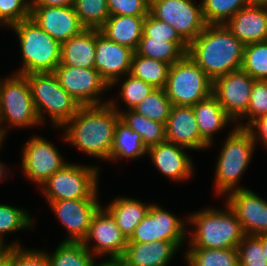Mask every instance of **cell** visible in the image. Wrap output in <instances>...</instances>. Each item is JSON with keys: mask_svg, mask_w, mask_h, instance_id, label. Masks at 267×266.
Returning a JSON list of instances; mask_svg holds the SVG:
<instances>
[{"mask_svg": "<svg viewBox=\"0 0 267 266\" xmlns=\"http://www.w3.org/2000/svg\"><path fill=\"white\" fill-rule=\"evenodd\" d=\"M119 120L120 114L110 103L81 106L62 127L66 129L62 139L89 156L110 160Z\"/></svg>", "mask_w": 267, "mask_h": 266, "instance_id": "obj_1", "label": "cell"}, {"mask_svg": "<svg viewBox=\"0 0 267 266\" xmlns=\"http://www.w3.org/2000/svg\"><path fill=\"white\" fill-rule=\"evenodd\" d=\"M245 45L224 24H207L187 54L214 81L242 67Z\"/></svg>", "mask_w": 267, "mask_h": 266, "instance_id": "obj_2", "label": "cell"}, {"mask_svg": "<svg viewBox=\"0 0 267 266\" xmlns=\"http://www.w3.org/2000/svg\"><path fill=\"white\" fill-rule=\"evenodd\" d=\"M225 209L205 208L186 218L195 230L190 234L189 248H237L245 233L234 211L226 203Z\"/></svg>", "mask_w": 267, "mask_h": 266, "instance_id": "obj_3", "label": "cell"}, {"mask_svg": "<svg viewBox=\"0 0 267 266\" xmlns=\"http://www.w3.org/2000/svg\"><path fill=\"white\" fill-rule=\"evenodd\" d=\"M16 32L22 53V67L15 74L54 72L61 61V44L31 18L11 26Z\"/></svg>", "mask_w": 267, "mask_h": 266, "instance_id": "obj_4", "label": "cell"}, {"mask_svg": "<svg viewBox=\"0 0 267 266\" xmlns=\"http://www.w3.org/2000/svg\"><path fill=\"white\" fill-rule=\"evenodd\" d=\"M255 143L246 128L235 126L227 136L215 169V189L217 194H230L244 189L238 187L241 176L248 168L252 158Z\"/></svg>", "mask_w": 267, "mask_h": 266, "instance_id": "obj_5", "label": "cell"}, {"mask_svg": "<svg viewBox=\"0 0 267 266\" xmlns=\"http://www.w3.org/2000/svg\"><path fill=\"white\" fill-rule=\"evenodd\" d=\"M24 76L29 83L41 125H44L47 114L56 127H63L78 112L80 104L60 85L53 72Z\"/></svg>", "mask_w": 267, "mask_h": 266, "instance_id": "obj_6", "label": "cell"}, {"mask_svg": "<svg viewBox=\"0 0 267 266\" xmlns=\"http://www.w3.org/2000/svg\"><path fill=\"white\" fill-rule=\"evenodd\" d=\"M4 122L18 128L41 124L24 75L13 74L0 80V134L5 139Z\"/></svg>", "mask_w": 267, "mask_h": 266, "instance_id": "obj_7", "label": "cell"}, {"mask_svg": "<svg viewBox=\"0 0 267 266\" xmlns=\"http://www.w3.org/2000/svg\"><path fill=\"white\" fill-rule=\"evenodd\" d=\"M98 166L66 163L51 175L40 189L48 202L74 199H97Z\"/></svg>", "mask_w": 267, "mask_h": 266, "instance_id": "obj_8", "label": "cell"}, {"mask_svg": "<svg viewBox=\"0 0 267 266\" xmlns=\"http://www.w3.org/2000/svg\"><path fill=\"white\" fill-rule=\"evenodd\" d=\"M164 89L172 105L194 106L212 94L213 81L186 54L170 66Z\"/></svg>", "mask_w": 267, "mask_h": 266, "instance_id": "obj_9", "label": "cell"}, {"mask_svg": "<svg viewBox=\"0 0 267 266\" xmlns=\"http://www.w3.org/2000/svg\"><path fill=\"white\" fill-rule=\"evenodd\" d=\"M192 0H150L149 13L156 19L173 26L189 45L206 27L202 3Z\"/></svg>", "mask_w": 267, "mask_h": 266, "instance_id": "obj_10", "label": "cell"}, {"mask_svg": "<svg viewBox=\"0 0 267 266\" xmlns=\"http://www.w3.org/2000/svg\"><path fill=\"white\" fill-rule=\"evenodd\" d=\"M178 218L171 212L151 204L146 216L137 225L134 233L128 239V243H148L154 241L173 242L179 249L182 246L187 233V221Z\"/></svg>", "mask_w": 267, "mask_h": 266, "instance_id": "obj_11", "label": "cell"}, {"mask_svg": "<svg viewBox=\"0 0 267 266\" xmlns=\"http://www.w3.org/2000/svg\"><path fill=\"white\" fill-rule=\"evenodd\" d=\"M54 75L60 85L80 104V106H98L100 95L111 88L95 68L57 66Z\"/></svg>", "mask_w": 267, "mask_h": 266, "instance_id": "obj_12", "label": "cell"}, {"mask_svg": "<svg viewBox=\"0 0 267 266\" xmlns=\"http://www.w3.org/2000/svg\"><path fill=\"white\" fill-rule=\"evenodd\" d=\"M253 84L254 79L242 69L213 81L212 94L234 123L247 114Z\"/></svg>", "mask_w": 267, "mask_h": 266, "instance_id": "obj_13", "label": "cell"}, {"mask_svg": "<svg viewBox=\"0 0 267 266\" xmlns=\"http://www.w3.org/2000/svg\"><path fill=\"white\" fill-rule=\"evenodd\" d=\"M22 151L23 174L41 186L51 175L60 170L64 161L58 149L45 138L34 136L25 143Z\"/></svg>", "mask_w": 267, "mask_h": 266, "instance_id": "obj_14", "label": "cell"}, {"mask_svg": "<svg viewBox=\"0 0 267 266\" xmlns=\"http://www.w3.org/2000/svg\"><path fill=\"white\" fill-rule=\"evenodd\" d=\"M102 207L93 215L88 235L83 244L94 256L107 254L110 260L121 259L125 253L128 239L119 229L111 214ZM90 240L95 243L92 248H89Z\"/></svg>", "mask_w": 267, "mask_h": 266, "instance_id": "obj_15", "label": "cell"}, {"mask_svg": "<svg viewBox=\"0 0 267 266\" xmlns=\"http://www.w3.org/2000/svg\"><path fill=\"white\" fill-rule=\"evenodd\" d=\"M98 201V199H74L48 202L55 216L67 229L68 237L64 241H84L92 217L101 207Z\"/></svg>", "mask_w": 267, "mask_h": 266, "instance_id": "obj_16", "label": "cell"}, {"mask_svg": "<svg viewBox=\"0 0 267 266\" xmlns=\"http://www.w3.org/2000/svg\"><path fill=\"white\" fill-rule=\"evenodd\" d=\"M226 202L234 211L245 235L267 233V201L249 188L239 189L228 195Z\"/></svg>", "mask_w": 267, "mask_h": 266, "instance_id": "obj_17", "label": "cell"}, {"mask_svg": "<svg viewBox=\"0 0 267 266\" xmlns=\"http://www.w3.org/2000/svg\"><path fill=\"white\" fill-rule=\"evenodd\" d=\"M95 51L94 68L110 87L116 85L120 76L130 73L134 51L107 39L99 29H96Z\"/></svg>", "mask_w": 267, "mask_h": 266, "instance_id": "obj_18", "label": "cell"}, {"mask_svg": "<svg viewBox=\"0 0 267 266\" xmlns=\"http://www.w3.org/2000/svg\"><path fill=\"white\" fill-rule=\"evenodd\" d=\"M30 18L60 44L85 29L74 6H31Z\"/></svg>", "mask_w": 267, "mask_h": 266, "instance_id": "obj_19", "label": "cell"}, {"mask_svg": "<svg viewBox=\"0 0 267 266\" xmlns=\"http://www.w3.org/2000/svg\"><path fill=\"white\" fill-rule=\"evenodd\" d=\"M165 129L167 142L191 150H204L210 147L200 136L192 106L172 105Z\"/></svg>", "mask_w": 267, "mask_h": 266, "instance_id": "obj_20", "label": "cell"}, {"mask_svg": "<svg viewBox=\"0 0 267 266\" xmlns=\"http://www.w3.org/2000/svg\"><path fill=\"white\" fill-rule=\"evenodd\" d=\"M184 149L186 148L166 141L150 147L147 154L159 172L173 181L182 182L189 179L194 170L192 159Z\"/></svg>", "mask_w": 267, "mask_h": 266, "instance_id": "obj_21", "label": "cell"}, {"mask_svg": "<svg viewBox=\"0 0 267 266\" xmlns=\"http://www.w3.org/2000/svg\"><path fill=\"white\" fill-rule=\"evenodd\" d=\"M224 25L244 45L267 40V11L262 5L242 8Z\"/></svg>", "mask_w": 267, "mask_h": 266, "instance_id": "obj_22", "label": "cell"}, {"mask_svg": "<svg viewBox=\"0 0 267 266\" xmlns=\"http://www.w3.org/2000/svg\"><path fill=\"white\" fill-rule=\"evenodd\" d=\"M178 249L169 241L128 243L120 260L125 266H167Z\"/></svg>", "mask_w": 267, "mask_h": 266, "instance_id": "obj_23", "label": "cell"}, {"mask_svg": "<svg viewBox=\"0 0 267 266\" xmlns=\"http://www.w3.org/2000/svg\"><path fill=\"white\" fill-rule=\"evenodd\" d=\"M96 29L85 28L61 44L58 66L94 68L96 55Z\"/></svg>", "mask_w": 267, "mask_h": 266, "instance_id": "obj_24", "label": "cell"}, {"mask_svg": "<svg viewBox=\"0 0 267 266\" xmlns=\"http://www.w3.org/2000/svg\"><path fill=\"white\" fill-rule=\"evenodd\" d=\"M146 16H110L99 32L107 39L136 52L143 35Z\"/></svg>", "mask_w": 267, "mask_h": 266, "instance_id": "obj_25", "label": "cell"}, {"mask_svg": "<svg viewBox=\"0 0 267 266\" xmlns=\"http://www.w3.org/2000/svg\"><path fill=\"white\" fill-rule=\"evenodd\" d=\"M192 108L197 120L200 136L210 146L214 141L213 134L221 131L227 124L234 122L213 94L199 101Z\"/></svg>", "mask_w": 267, "mask_h": 266, "instance_id": "obj_26", "label": "cell"}, {"mask_svg": "<svg viewBox=\"0 0 267 266\" xmlns=\"http://www.w3.org/2000/svg\"><path fill=\"white\" fill-rule=\"evenodd\" d=\"M151 204L129 197H117L105 209L115 219L117 226L127 239L146 216Z\"/></svg>", "mask_w": 267, "mask_h": 266, "instance_id": "obj_27", "label": "cell"}, {"mask_svg": "<svg viewBox=\"0 0 267 266\" xmlns=\"http://www.w3.org/2000/svg\"><path fill=\"white\" fill-rule=\"evenodd\" d=\"M109 103L120 114V120L141 136L143 146L147 150L159 143L166 142L164 123L150 120L134 110L121 111V109H118V104H116L114 99L109 100Z\"/></svg>", "mask_w": 267, "mask_h": 266, "instance_id": "obj_28", "label": "cell"}, {"mask_svg": "<svg viewBox=\"0 0 267 266\" xmlns=\"http://www.w3.org/2000/svg\"><path fill=\"white\" fill-rule=\"evenodd\" d=\"M187 52L188 44L185 41H166L152 37H142L136 50L140 56L159 60L170 66L181 60Z\"/></svg>", "mask_w": 267, "mask_h": 266, "instance_id": "obj_29", "label": "cell"}, {"mask_svg": "<svg viewBox=\"0 0 267 266\" xmlns=\"http://www.w3.org/2000/svg\"><path fill=\"white\" fill-rule=\"evenodd\" d=\"M146 153L147 149L143 146L141 136L119 120L115 130L110 160L116 161L120 157L136 159Z\"/></svg>", "mask_w": 267, "mask_h": 266, "instance_id": "obj_30", "label": "cell"}, {"mask_svg": "<svg viewBox=\"0 0 267 266\" xmlns=\"http://www.w3.org/2000/svg\"><path fill=\"white\" fill-rule=\"evenodd\" d=\"M170 65L138 55L134 52L131 63L130 74L147 82L154 88L164 89L166 87Z\"/></svg>", "mask_w": 267, "mask_h": 266, "instance_id": "obj_31", "label": "cell"}, {"mask_svg": "<svg viewBox=\"0 0 267 266\" xmlns=\"http://www.w3.org/2000/svg\"><path fill=\"white\" fill-rule=\"evenodd\" d=\"M94 255L83 242L62 241L48 259L50 266H94Z\"/></svg>", "mask_w": 267, "mask_h": 266, "instance_id": "obj_32", "label": "cell"}, {"mask_svg": "<svg viewBox=\"0 0 267 266\" xmlns=\"http://www.w3.org/2000/svg\"><path fill=\"white\" fill-rule=\"evenodd\" d=\"M185 254L188 266H239L237 248H188Z\"/></svg>", "mask_w": 267, "mask_h": 266, "instance_id": "obj_33", "label": "cell"}, {"mask_svg": "<svg viewBox=\"0 0 267 266\" xmlns=\"http://www.w3.org/2000/svg\"><path fill=\"white\" fill-rule=\"evenodd\" d=\"M171 108L165 89L155 88L133 110L150 120L166 124Z\"/></svg>", "mask_w": 267, "mask_h": 266, "instance_id": "obj_34", "label": "cell"}, {"mask_svg": "<svg viewBox=\"0 0 267 266\" xmlns=\"http://www.w3.org/2000/svg\"><path fill=\"white\" fill-rule=\"evenodd\" d=\"M201 3L205 22L220 25L250 5L249 0H202Z\"/></svg>", "mask_w": 267, "mask_h": 266, "instance_id": "obj_35", "label": "cell"}, {"mask_svg": "<svg viewBox=\"0 0 267 266\" xmlns=\"http://www.w3.org/2000/svg\"><path fill=\"white\" fill-rule=\"evenodd\" d=\"M241 69L254 80H267V40L245 45Z\"/></svg>", "mask_w": 267, "mask_h": 266, "instance_id": "obj_36", "label": "cell"}, {"mask_svg": "<svg viewBox=\"0 0 267 266\" xmlns=\"http://www.w3.org/2000/svg\"><path fill=\"white\" fill-rule=\"evenodd\" d=\"M74 9L85 28L100 29L110 17L107 0H75Z\"/></svg>", "mask_w": 267, "mask_h": 266, "instance_id": "obj_37", "label": "cell"}, {"mask_svg": "<svg viewBox=\"0 0 267 266\" xmlns=\"http://www.w3.org/2000/svg\"><path fill=\"white\" fill-rule=\"evenodd\" d=\"M33 222L24 209L0 204V242L4 244V234L34 227Z\"/></svg>", "mask_w": 267, "mask_h": 266, "instance_id": "obj_38", "label": "cell"}, {"mask_svg": "<svg viewBox=\"0 0 267 266\" xmlns=\"http://www.w3.org/2000/svg\"><path fill=\"white\" fill-rule=\"evenodd\" d=\"M239 266H267L262 242L257 236L245 235L237 246Z\"/></svg>", "mask_w": 267, "mask_h": 266, "instance_id": "obj_39", "label": "cell"}, {"mask_svg": "<svg viewBox=\"0 0 267 266\" xmlns=\"http://www.w3.org/2000/svg\"><path fill=\"white\" fill-rule=\"evenodd\" d=\"M128 76L125 79L120 88V96L126 104V110H133L143 99L150 94L155 88L144 82L143 80L134 77L130 73L126 75Z\"/></svg>", "mask_w": 267, "mask_h": 266, "instance_id": "obj_40", "label": "cell"}, {"mask_svg": "<svg viewBox=\"0 0 267 266\" xmlns=\"http://www.w3.org/2000/svg\"><path fill=\"white\" fill-rule=\"evenodd\" d=\"M267 115V80H254L247 114V123H239L237 127L247 128L254 120Z\"/></svg>", "mask_w": 267, "mask_h": 266, "instance_id": "obj_41", "label": "cell"}, {"mask_svg": "<svg viewBox=\"0 0 267 266\" xmlns=\"http://www.w3.org/2000/svg\"><path fill=\"white\" fill-rule=\"evenodd\" d=\"M31 0H0V25L9 28L30 18Z\"/></svg>", "mask_w": 267, "mask_h": 266, "instance_id": "obj_42", "label": "cell"}, {"mask_svg": "<svg viewBox=\"0 0 267 266\" xmlns=\"http://www.w3.org/2000/svg\"><path fill=\"white\" fill-rule=\"evenodd\" d=\"M11 266H50L48 253L11 246Z\"/></svg>", "mask_w": 267, "mask_h": 266, "instance_id": "obj_43", "label": "cell"}, {"mask_svg": "<svg viewBox=\"0 0 267 266\" xmlns=\"http://www.w3.org/2000/svg\"><path fill=\"white\" fill-rule=\"evenodd\" d=\"M142 37L166 39V41H184L173 26L154 18L150 13L145 17Z\"/></svg>", "mask_w": 267, "mask_h": 266, "instance_id": "obj_44", "label": "cell"}, {"mask_svg": "<svg viewBox=\"0 0 267 266\" xmlns=\"http://www.w3.org/2000/svg\"><path fill=\"white\" fill-rule=\"evenodd\" d=\"M108 12L113 15L147 16L150 0H107Z\"/></svg>", "mask_w": 267, "mask_h": 266, "instance_id": "obj_45", "label": "cell"}, {"mask_svg": "<svg viewBox=\"0 0 267 266\" xmlns=\"http://www.w3.org/2000/svg\"><path fill=\"white\" fill-rule=\"evenodd\" d=\"M246 129L250 132L255 144L259 139L267 149V115L257 118Z\"/></svg>", "mask_w": 267, "mask_h": 266, "instance_id": "obj_46", "label": "cell"}, {"mask_svg": "<svg viewBox=\"0 0 267 266\" xmlns=\"http://www.w3.org/2000/svg\"><path fill=\"white\" fill-rule=\"evenodd\" d=\"M75 0H31V6L65 7L74 6Z\"/></svg>", "mask_w": 267, "mask_h": 266, "instance_id": "obj_47", "label": "cell"}, {"mask_svg": "<svg viewBox=\"0 0 267 266\" xmlns=\"http://www.w3.org/2000/svg\"><path fill=\"white\" fill-rule=\"evenodd\" d=\"M0 266H11V247H7L4 255L0 257Z\"/></svg>", "mask_w": 267, "mask_h": 266, "instance_id": "obj_48", "label": "cell"}, {"mask_svg": "<svg viewBox=\"0 0 267 266\" xmlns=\"http://www.w3.org/2000/svg\"><path fill=\"white\" fill-rule=\"evenodd\" d=\"M94 266H125L124 263L120 259H111L107 260L100 264H95Z\"/></svg>", "mask_w": 267, "mask_h": 266, "instance_id": "obj_49", "label": "cell"}, {"mask_svg": "<svg viewBox=\"0 0 267 266\" xmlns=\"http://www.w3.org/2000/svg\"><path fill=\"white\" fill-rule=\"evenodd\" d=\"M257 237L262 242V248H263V251L265 252V255H266L265 258L267 259V233L258 235Z\"/></svg>", "mask_w": 267, "mask_h": 266, "instance_id": "obj_50", "label": "cell"}, {"mask_svg": "<svg viewBox=\"0 0 267 266\" xmlns=\"http://www.w3.org/2000/svg\"><path fill=\"white\" fill-rule=\"evenodd\" d=\"M11 246H21L20 244H19V242H13V243H9L8 245L6 244H2L1 242H0V257H2L3 255H4V253H5V250H6V248L7 247H11Z\"/></svg>", "mask_w": 267, "mask_h": 266, "instance_id": "obj_51", "label": "cell"}, {"mask_svg": "<svg viewBox=\"0 0 267 266\" xmlns=\"http://www.w3.org/2000/svg\"><path fill=\"white\" fill-rule=\"evenodd\" d=\"M0 148H1V146H0ZM4 166H5V164L0 162V182H2L1 179L4 176L5 172L7 171V170H5L6 167H4Z\"/></svg>", "mask_w": 267, "mask_h": 266, "instance_id": "obj_52", "label": "cell"}, {"mask_svg": "<svg viewBox=\"0 0 267 266\" xmlns=\"http://www.w3.org/2000/svg\"><path fill=\"white\" fill-rule=\"evenodd\" d=\"M265 0H249L250 4L261 5Z\"/></svg>", "mask_w": 267, "mask_h": 266, "instance_id": "obj_53", "label": "cell"}, {"mask_svg": "<svg viewBox=\"0 0 267 266\" xmlns=\"http://www.w3.org/2000/svg\"><path fill=\"white\" fill-rule=\"evenodd\" d=\"M261 5L267 11V0H265Z\"/></svg>", "mask_w": 267, "mask_h": 266, "instance_id": "obj_54", "label": "cell"}, {"mask_svg": "<svg viewBox=\"0 0 267 266\" xmlns=\"http://www.w3.org/2000/svg\"><path fill=\"white\" fill-rule=\"evenodd\" d=\"M4 141V138L0 134V146H2V142Z\"/></svg>", "mask_w": 267, "mask_h": 266, "instance_id": "obj_55", "label": "cell"}]
</instances>
